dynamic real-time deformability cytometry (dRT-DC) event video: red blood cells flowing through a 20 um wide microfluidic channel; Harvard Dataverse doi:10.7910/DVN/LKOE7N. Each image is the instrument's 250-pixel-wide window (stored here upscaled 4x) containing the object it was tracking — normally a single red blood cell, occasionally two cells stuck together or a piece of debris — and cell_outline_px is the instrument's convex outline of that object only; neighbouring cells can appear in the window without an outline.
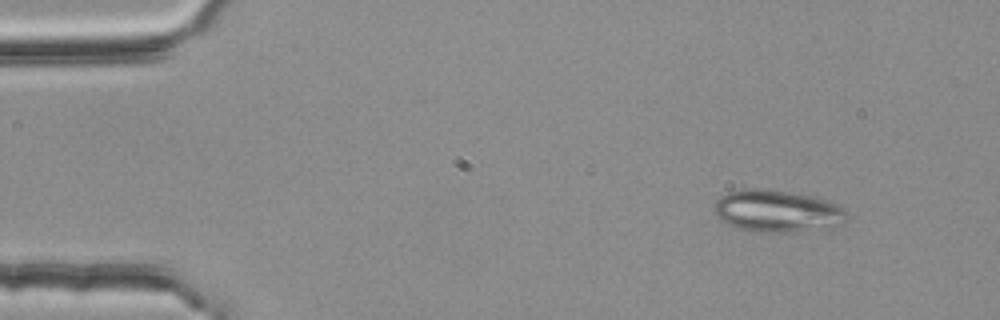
{"species": "common noctule bat (a hibernating species)", "species_latin": "Nyctalus noctula", "temperature_condition": "room temperature", "stored_images_in_passage": 3, "camera_frame_rate_fps": 3000, "um_per_image_px": 0.085, "animal": {"sex": "female", "body_mass_g": 25.1}, "frame": {"image": 1, "passage_image": 1, "time_ms": 0.0, "image_size_px": [1000, 320], "cell_outline_px": [[848, 220], [840, 224], [828, 228], [792, 232], [764, 232], [740, 228], [728, 224], [720, 220], [716, 216], [712, 208], [712, 204], [720, 196], [728, 192], [744, 188], [756, 188], [788, 192], [812, 196], [836, 204], [844, 208]], "centroid_in_image_um": [66.02, 17.94], "position_along_channel_um": 19.0, "area_um2": 32.54}}